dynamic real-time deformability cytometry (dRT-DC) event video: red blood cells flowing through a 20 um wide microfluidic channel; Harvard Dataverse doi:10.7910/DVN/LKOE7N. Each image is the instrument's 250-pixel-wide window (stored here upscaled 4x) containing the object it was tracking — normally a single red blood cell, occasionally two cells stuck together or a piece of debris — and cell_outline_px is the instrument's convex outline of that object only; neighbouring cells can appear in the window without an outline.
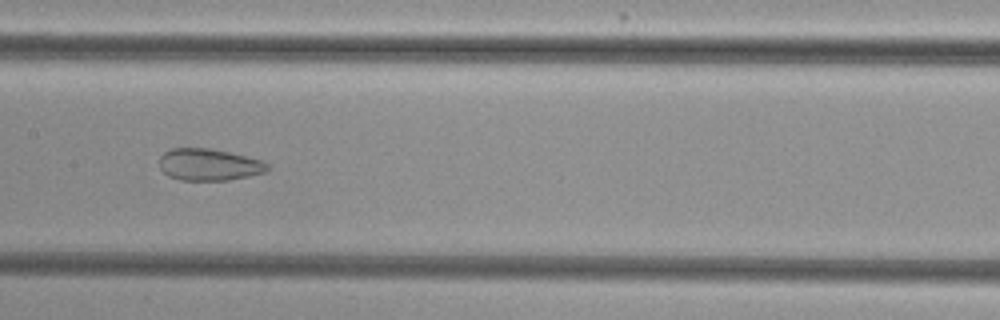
{"species": "common noctule bat (a hibernating species)", "species_latin": "Nyctalus noctula", "temperature_condition": "cold", "stored_images_in_passage": 42, "camera_frame_rate_fps": 3000, "um_per_image_px": 0.085, "animal": {"sex": "female", "body_mass_g": 29.2, "forearm_length_mm": 56.3}, "frame": {"image": 1, "passage_image": 16, "time_ms": 5.0, "image_size_px": [1000, 320], "cell_outline_px": [[268, 172], [228, 180], [180, 180], [168, 176], [160, 168], [160, 156], [164, 152], [172, 148], [212, 148], [264, 160], [268, 164]], "centroid_in_image_um": [17.78, 13.99], "position_along_channel_um": 189.6, "area_um2": 20.23}}
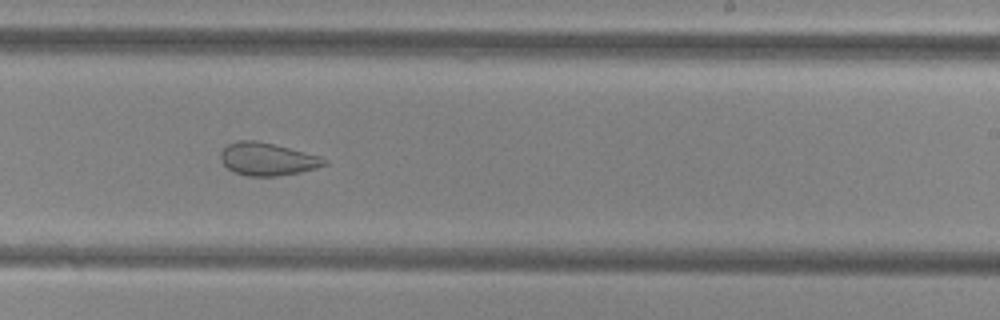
{"frame": {"image": 2, "passage_image": 22, "time_ms": 7.0, "image_size_px": [1000, 320], "cell_outline_px": [[328, 164], [316, 168], [300, 172], [276, 176], [248, 176], [236, 172], [228, 168], [224, 164], [220, 156], [220, 152], [228, 144], [240, 140], [256, 140], [320, 156], [328, 160]], "centroid_in_image_um": [22.74, 13.52], "position_along_channel_um": 266.3, "area_um2": 19.54}}
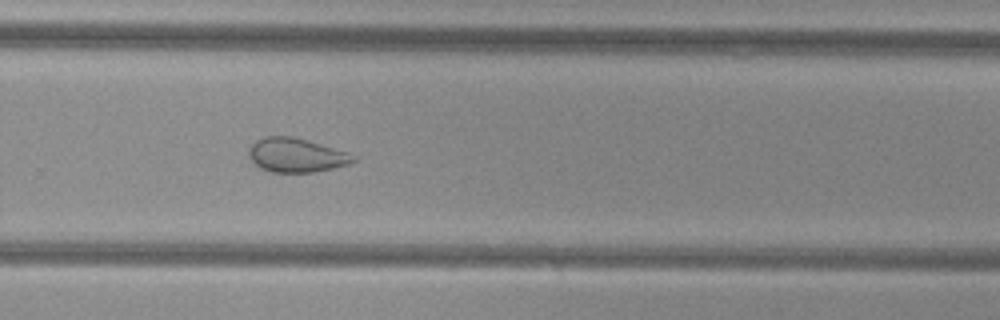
{"frame": {"image": 3, "passage_image": 25, "time_ms": 8.0, "image_size_px": [1000, 320], "cell_outline_px": [[356, 160], [348, 164], [332, 168], [312, 172], [272, 172], [260, 168], [248, 156], [248, 152], [252, 144], [256, 140], [264, 136], [292, 136], [348, 152], [356, 156]], "centroid_in_image_um": [25.16, 13.18], "position_along_channel_um": 304.6, "area_um2": 20.58}, "authors_computed_cell_mechanics": {"area_um2": 24.4205, "velocity_mm_per_s": 3.8424, "shape_relaxation_time_tau1_ms": null, "shape_relaxation_time_tau2_ms": 1.6568, "deformation_change_tau1": null, "deformation_change_tau2": 0.0841}}